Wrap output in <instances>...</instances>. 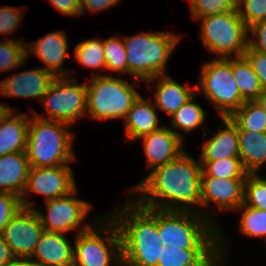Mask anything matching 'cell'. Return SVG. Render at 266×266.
<instances>
[{"mask_svg":"<svg viewBox=\"0 0 266 266\" xmlns=\"http://www.w3.org/2000/svg\"><path fill=\"white\" fill-rule=\"evenodd\" d=\"M103 51L106 61V71H110L109 73L116 72L118 76L128 74L127 53L122 37L111 36L103 40Z\"/></svg>","mask_w":266,"mask_h":266,"instance_id":"cell-32","label":"cell"},{"mask_svg":"<svg viewBox=\"0 0 266 266\" xmlns=\"http://www.w3.org/2000/svg\"><path fill=\"white\" fill-rule=\"evenodd\" d=\"M201 42L216 58L241 57L247 46L249 28L237 10L200 19Z\"/></svg>","mask_w":266,"mask_h":266,"instance_id":"cell-9","label":"cell"},{"mask_svg":"<svg viewBox=\"0 0 266 266\" xmlns=\"http://www.w3.org/2000/svg\"><path fill=\"white\" fill-rule=\"evenodd\" d=\"M224 232L222 233V231L220 230V228H218V253H219V257L213 261L209 266H226V262L228 261L227 259V255L229 254L228 249H229V245H227V238H225ZM225 239V240H224Z\"/></svg>","mask_w":266,"mask_h":266,"instance_id":"cell-43","label":"cell"},{"mask_svg":"<svg viewBox=\"0 0 266 266\" xmlns=\"http://www.w3.org/2000/svg\"><path fill=\"white\" fill-rule=\"evenodd\" d=\"M155 81L157 84L153 103L157 110L164 111L169 116H173L196 94V86L190 90L187 85H182L168 74L153 77L144 83L148 85L153 82L155 84Z\"/></svg>","mask_w":266,"mask_h":266,"instance_id":"cell-21","label":"cell"},{"mask_svg":"<svg viewBox=\"0 0 266 266\" xmlns=\"http://www.w3.org/2000/svg\"><path fill=\"white\" fill-rule=\"evenodd\" d=\"M30 113L3 110L0 114V156L25 152Z\"/></svg>","mask_w":266,"mask_h":266,"instance_id":"cell-19","label":"cell"},{"mask_svg":"<svg viewBox=\"0 0 266 266\" xmlns=\"http://www.w3.org/2000/svg\"><path fill=\"white\" fill-rule=\"evenodd\" d=\"M24 39L0 41V73L18 69L26 63L27 53Z\"/></svg>","mask_w":266,"mask_h":266,"instance_id":"cell-30","label":"cell"},{"mask_svg":"<svg viewBox=\"0 0 266 266\" xmlns=\"http://www.w3.org/2000/svg\"><path fill=\"white\" fill-rule=\"evenodd\" d=\"M123 202L120 209L107 213L120 232L122 265L157 266L162 254L158 209L143 207L131 196Z\"/></svg>","mask_w":266,"mask_h":266,"instance_id":"cell-2","label":"cell"},{"mask_svg":"<svg viewBox=\"0 0 266 266\" xmlns=\"http://www.w3.org/2000/svg\"><path fill=\"white\" fill-rule=\"evenodd\" d=\"M243 204L266 211V181L260 174L247 175L244 183Z\"/></svg>","mask_w":266,"mask_h":266,"instance_id":"cell-34","label":"cell"},{"mask_svg":"<svg viewBox=\"0 0 266 266\" xmlns=\"http://www.w3.org/2000/svg\"><path fill=\"white\" fill-rule=\"evenodd\" d=\"M254 101L266 113V92H262Z\"/></svg>","mask_w":266,"mask_h":266,"instance_id":"cell-46","label":"cell"},{"mask_svg":"<svg viewBox=\"0 0 266 266\" xmlns=\"http://www.w3.org/2000/svg\"><path fill=\"white\" fill-rule=\"evenodd\" d=\"M201 174V162L185 150L173 161L155 167L129 194L143 207L200 213L219 228L216 209L201 208Z\"/></svg>","mask_w":266,"mask_h":266,"instance_id":"cell-1","label":"cell"},{"mask_svg":"<svg viewBox=\"0 0 266 266\" xmlns=\"http://www.w3.org/2000/svg\"><path fill=\"white\" fill-rule=\"evenodd\" d=\"M245 180L201 176V207L208 208L215 204L219 212H235L244 202Z\"/></svg>","mask_w":266,"mask_h":266,"instance_id":"cell-14","label":"cell"},{"mask_svg":"<svg viewBox=\"0 0 266 266\" xmlns=\"http://www.w3.org/2000/svg\"><path fill=\"white\" fill-rule=\"evenodd\" d=\"M17 255L4 241L3 236L0 234V266H5L10 261L15 260Z\"/></svg>","mask_w":266,"mask_h":266,"instance_id":"cell-44","label":"cell"},{"mask_svg":"<svg viewBox=\"0 0 266 266\" xmlns=\"http://www.w3.org/2000/svg\"><path fill=\"white\" fill-rule=\"evenodd\" d=\"M223 128H218L211 138L201 144L199 161H216L225 158H239L237 126L228 117L221 118Z\"/></svg>","mask_w":266,"mask_h":266,"instance_id":"cell-20","label":"cell"},{"mask_svg":"<svg viewBox=\"0 0 266 266\" xmlns=\"http://www.w3.org/2000/svg\"><path fill=\"white\" fill-rule=\"evenodd\" d=\"M248 45L266 54V20L256 22L249 27Z\"/></svg>","mask_w":266,"mask_h":266,"instance_id":"cell-40","label":"cell"},{"mask_svg":"<svg viewBox=\"0 0 266 266\" xmlns=\"http://www.w3.org/2000/svg\"><path fill=\"white\" fill-rule=\"evenodd\" d=\"M237 11L249 28L256 22L266 20V0H238Z\"/></svg>","mask_w":266,"mask_h":266,"instance_id":"cell-36","label":"cell"},{"mask_svg":"<svg viewBox=\"0 0 266 266\" xmlns=\"http://www.w3.org/2000/svg\"><path fill=\"white\" fill-rule=\"evenodd\" d=\"M236 211H241L239 231L247 237H264L266 239V211L242 204Z\"/></svg>","mask_w":266,"mask_h":266,"instance_id":"cell-33","label":"cell"},{"mask_svg":"<svg viewBox=\"0 0 266 266\" xmlns=\"http://www.w3.org/2000/svg\"><path fill=\"white\" fill-rule=\"evenodd\" d=\"M5 266H40L31 257H17Z\"/></svg>","mask_w":266,"mask_h":266,"instance_id":"cell-45","label":"cell"},{"mask_svg":"<svg viewBox=\"0 0 266 266\" xmlns=\"http://www.w3.org/2000/svg\"><path fill=\"white\" fill-rule=\"evenodd\" d=\"M201 176H211L219 179L246 178L248 173L244 169L240 158H225L216 161H200Z\"/></svg>","mask_w":266,"mask_h":266,"instance_id":"cell-31","label":"cell"},{"mask_svg":"<svg viewBox=\"0 0 266 266\" xmlns=\"http://www.w3.org/2000/svg\"><path fill=\"white\" fill-rule=\"evenodd\" d=\"M101 218L76 234L73 266H123L118 226L109 214Z\"/></svg>","mask_w":266,"mask_h":266,"instance_id":"cell-7","label":"cell"},{"mask_svg":"<svg viewBox=\"0 0 266 266\" xmlns=\"http://www.w3.org/2000/svg\"><path fill=\"white\" fill-rule=\"evenodd\" d=\"M67 34L64 31H54L41 37L38 41H31L26 45L27 58L29 53L38 57L45 66L42 68L52 72L56 77L74 76V70L71 72L63 68V63L68 56Z\"/></svg>","mask_w":266,"mask_h":266,"instance_id":"cell-16","label":"cell"},{"mask_svg":"<svg viewBox=\"0 0 266 266\" xmlns=\"http://www.w3.org/2000/svg\"><path fill=\"white\" fill-rule=\"evenodd\" d=\"M77 189L64 197L45 201L46 211L44 213L35 208L45 231L67 234L75 230L80 233L91 226L87 222L85 225L81 224L92 212L93 205L88 201L77 198Z\"/></svg>","mask_w":266,"mask_h":266,"instance_id":"cell-11","label":"cell"},{"mask_svg":"<svg viewBox=\"0 0 266 266\" xmlns=\"http://www.w3.org/2000/svg\"><path fill=\"white\" fill-rule=\"evenodd\" d=\"M237 131L241 163L248 174H258L266 166V132Z\"/></svg>","mask_w":266,"mask_h":266,"instance_id":"cell-24","label":"cell"},{"mask_svg":"<svg viewBox=\"0 0 266 266\" xmlns=\"http://www.w3.org/2000/svg\"><path fill=\"white\" fill-rule=\"evenodd\" d=\"M3 110H16L17 111V109H13L12 107H9V106H5V104L4 103H1L0 104V114L3 112Z\"/></svg>","mask_w":266,"mask_h":266,"instance_id":"cell-47","label":"cell"},{"mask_svg":"<svg viewBox=\"0 0 266 266\" xmlns=\"http://www.w3.org/2000/svg\"><path fill=\"white\" fill-rule=\"evenodd\" d=\"M76 188V181L70 165L30 167L21 202L24 208L35 209V202L29 201L32 193L43 195L44 201H47L69 195Z\"/></svg>","mask_w":266,"mask_h":266,"instance_id":"cell-12","label":"cell"},{"mask_svg":"<svg viewBox=\"0 0 266 266\" xmlns=\"http://www.w3.org/2000/svg\"><path fill=\"white\" fill-rule=\"evenodd\" d=\"M29 169L25 152L0 156V192L21 197L26 189Z\"/></svg>","mask_w":266,"mask_h":266,"instance_id":"cell-23","label":"cell"},{"mask_svg":"<svg viewBox=\"0 0 266 266\" xmlns=\"http://www.w3.org/2000/svg\"><path fill=\"white\" fill-rule=\"evenodd\" d=\"M125 141L137 140L162 127L155 104L141 95L133 102L132 107L123 119Z\"/></svg>","mask_w":266,"mask_h":266,"instance_id":"cell-22","label":"cell"},{"mask_svg":"<svg viewBox=\"0 0 266 266\" xmlns=\"http://www.w3.org/2000/svg\"><path fill=\"white\" fill-rule=\"evenodd\" d=\"M120 1L122 0H80L81 15L86 14L87 10L94 14L107 8H113Z\"/></svg>","mask_w":266,"mask_h":266,"instance_id":"cell-42","label":"cell"},{"mask_svg":"<svg viewBox=\"0 0 266 266\" xmlns=\"http://www.w3.org/2000/svg\"><path fill=\"white\" fill-rule=\"evenodd\" d=\"M70 124L30 114L25 153L30 167H54L75 161Z\"/></svg>","mask_w":266,"mask_h":266,"instance_id":"cell-3","label":"cell"},{"mask_svg":"<svg viewBox=\"0 0 266 266\" xmlns=\"http://www.w3.org/2000/svg\"><path fill=\"white\" fill-rule=\"evenodd\" d=\"M72 76L56 77L42 97L46 115L32 111L36 117L61 121L70 125L87 116L86 82L78 84Z\"/></svg>","mask_w":266,"mask_h":266,"instance_id":"cell-10","label":"cell"},{"mask_svg":"<svg viewBox=\"0 0 266 266\" xmlns=\"http://www.w3.org/2000/svg\"><path fill=\"white\" fill-rule=\"evenodd\" d=\"M44 231L37 211L23 207L3 229L1 235L17 257H30Z\"/></svg>","mask_w":266,"mask_h":266,"instance_id":"cell-13","label":"cell"},{"mask_svg":"<svg viewBox=\"0 0 266 266\" xmlns=\"http://www.w3.org/2000/svg\"><path fill=\"white\" fill-rule=\"evenodd\" d=\"M195 97L197 94L171 116L170 129L183 140L185 137L179 131L189 133L202 127L206 120L207 113L200 104L195 102Z\"/></svg>","mask_w":266,"mask_h":266,"instance_id":"cell-27","label":"cell"},{"mask_svg":"<svg viewBox=\"0 0 266 266\" xmlns=\"http://www.w3.org/2000/svg\"><path fill=\"white\" fill-rule=\"evenodd\" d=\"M74 51V57L78 64L90 68V70L93 69L94 76L106 75V73L99 74V72H95L96 69L106 72L102 38L83 40L75 45Z\"/></svg>","mask_w":266,"mask_h":266,"instance_id":"cell-28","label":"cell"},{"mask_svg":"<svg viewBox=\"0 0 266 266\" xmlns=\"http://www.w3.org/2000/svg\"><path fill=\"white\" fill-rule=\"evenodd\" d=\"M62 15L77 17L81 15L80 0H48Z\"/></svg>","mask_w":266,"mask_h":266,"instance_id":"cell-41","label":"cell"},{"mask_svg":"<svg viewBox=\"0 0 266 266\" xmlns=\"http://www.w3.org/2000/svg\"><path fill=\"white\" fill-rule=\"evenodd\" d=\"M189 6L192 18L200 19L237 10L238 0H189Z\"/></svg>","mask_w":266,"mask_h":266,"instance_id":"cell-35","label":"cell"},{"mask_svg":"<svg viewBox=\"0 0 266 266\" xmlns=\"http://www.w3.org/2000/svg\"><path fill=\"white\" fill-rule=\"evenodd\" d=\"M74 244L67 235L44 231L30 256L40 266H73Z\"/></svg>","mask_w":266,"mask_h":266,"instance_id":"cell-18","label":"cell"},{"mask_svg":"<svg viewBox=\"0 0 266 266\" xmlns=\"http://www.w3.org/2000/svg\"><path fill=\"white\" fill-rule=\"evenodd\" d=\"M122 38L127 53L128 74L143 82L167 74V62L181 39L175 33L163 31L141 32Z\"/></svg>","mask_w":266,"mask_h":266,"instance_id":"cell-4","label":"cell"},{"mask_svg":"<svg viewBox=\"0 0 266 266\" xmlns=\"http://www.w3.org/2000/svg\"><path fill=\"white\" fill-rule=\"evenodd\" d=\"M219 257L218 250H187L162 245L157 266H209Z\"/></svg>","mask_w":266,"mask_h":266,"instance_id":"cell-25","label":"cell"},{"mask_svg":"<svg viewBox=\"0 0 266 266\" xmlns=\"http://www.w3.org/2000/svg\"><path fill=\"white\" fill-rule=\"evenodd\" d=\"M56 76L41 67L16 72L0 81V96L39 99L46 94Z\"/></svg>","mask_w":266,"mask_h":266,"instance_id":"cell-15","label":"cell"},{"mask_svg":"<svg viewBox=\"0 0 266 266\" xmlns=\"http://www.w3.org/2000/svg\"><path fill=\"white\" fill-rule=\"evenodd\" d=\"M229 118L241 131L266 132V113L255 101H246Z\"/></svg>","mask_w":266,"mask_h":266,"instance_id":"cell-29","label":"cell"},{"mask_svg":"<svg viewBox=\"0 0 266 266\" xmlns=\"http://www.w3.org/2000/svg\"><path fill=\"white\" fill-rule=\"evenodd\" d=\"M243 56L250 63L254 73L258 76L262 92H266V54L247 46Z\"/></svg>","mask_w":266,"mask_h":266,"instance_id":"cell-39","label":"cell"},{"mask_svg":"<svg viewBox=\"0 0 266 266\" xmlns=\"http://www.w3.org/2000/svg\"><path fill=\"white\" fill-rule=\"evenodd\" d=\"M22 209L21 197L12 193L0 192V234Z\"/></svg>","mask_w":266,"mask_h":266,"instance_id":"cell-37","label":"cell"},{"mask_svg":"<svg viewBox=\"0 0 266 266\" xmlns=\"http://www.w3.org/2000/svg\"><path fill=\"white\" fill-rule=\"evenodd\" d=\"M198 78L196 94L202 92L220 118L230 117L246 102L232 75V57L203 62Z\"/></svg>","mask_w":266,"mask_h":266,"instance_id":"cell-8","label":"cell"},{"mask_svg":"<svg viewBox=\"0 0 266 266\" xmlns=\"http://www.w3.org/2000/svg\"><path fill=\"white\" fill-rule=\"evenodd\" d=\"M137 140L143 141L146 165L152 169L173 161L185 151L184 140L165 125Z\"/></svg>","mask_w":266,"mask_h":266,"instance_id":"cell-17","label":"cell"},{"mask_svg":"<svg viewBox=\"0 0 266 266\" xmlns=\"http://www.w3.org/2000/svg\"><path fill=\"white\" fill-rule=\"evenodd\" d=\"M86 82L87 116L95 120H123L140 93L139 82H127L121 76L92 75Z\"/></svg>","mask_w":266,"mask_h":266,"instance_id":"cell-6","label":"cell"},{"mask_svg":"<svg viewBox=\"0 0 266 266\" xmlns=\"http://www.w3.org/2000/svg\"><path fill=\"white\" fill-rule=\"evenodd\" d=\"M232 75L245 101H254L262 93L259 78L244 56L232 57Z\"/></svg>","mask_w":266,"mask_h":266,"instance_id":"cell-26","label":"cell"},{"mask_svg":"<svg viewBox=\"0 0 266 266\" xmlns=\"http://www.w3.org/2000/svg\"><path fill=\"white\" fill-rule=\"evenodd\" d=\"M161 245L187 250H218V228L193 211L158 209Z\"/></svg>","mask_w":266,"mask_h":266,"instance_id":"cell-5","label":"cell"},{"mask_svg":"<svg viewBox=\"0 0 266 266\" xmlns=\"http://www.w3.org/2000/svg\"><path fill=\"white\" fill-rule=\"evenodd\" d=\"M22 9L19 7L12 6H1L0 7V34L7 35L14 33L18 26L21 25V21H23Z\"/></svg>","mask_w":266,"mask_h":266,"instance_id":"cell-38","label":"cell"}]
</instances>
